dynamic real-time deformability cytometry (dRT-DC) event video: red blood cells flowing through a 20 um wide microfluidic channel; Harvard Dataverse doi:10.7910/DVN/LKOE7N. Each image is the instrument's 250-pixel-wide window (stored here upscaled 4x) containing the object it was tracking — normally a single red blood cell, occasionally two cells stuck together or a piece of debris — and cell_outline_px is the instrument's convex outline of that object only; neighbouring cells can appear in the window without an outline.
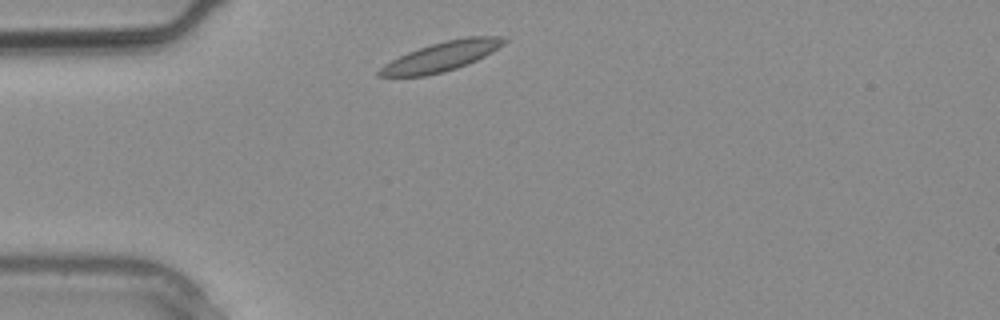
{"species": "common noctule bat (a hibernating species)", "species_latin": "Nyctalus noctula", "temperature_condition": "warm", "stored_images_in_passage": 1, "camera_frame_rate_fps": 3000, "um_per_image_px": 0.085, "animal": {"sex": "male", "body_mass_g": 20.4}, "frame": {"image": 1, "passage_image": 1, "time_ms": 0.0, "image_size_px": [1000, 320], "cell_outline_px": [[508, 40], [504, 44], [492, 52], [468, 64], [444, 72], [424, 76], [376, 76], [376, 72], [384, 64], [408, 52], [444, 40], [468, 36], [504, 36]], "centroid_in_image_um": [37.55, 4.79], "position_along_channel_um": 47.4, "area_um2": 21.27}}